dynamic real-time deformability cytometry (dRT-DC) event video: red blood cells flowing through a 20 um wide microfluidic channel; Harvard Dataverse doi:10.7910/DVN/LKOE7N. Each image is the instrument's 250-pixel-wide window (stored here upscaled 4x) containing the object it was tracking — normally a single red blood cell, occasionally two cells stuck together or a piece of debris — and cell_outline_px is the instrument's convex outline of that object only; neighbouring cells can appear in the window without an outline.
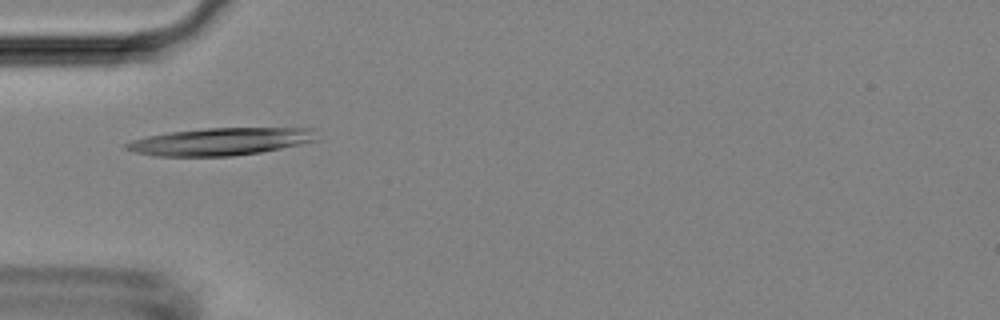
{"species": "Egyptian fruit bat (a non-hibernating species)", "species_latin": "Rousettus aegyptiacus", "temperature_condition": "room temperature", "stored_images_in_passage": 5, "camera_frame_rate_fps": 3000, "um_per_image_px": 0.085, "animal": {"sex": "female"}, "frame": {"image": 1, "passage_image": 5, "time_ms": 4.667, "image_size_px": [1000, 320], "cell_outline_px": [[316, 140], [300, 144], [260, 152], [232, 156], [152, 156], [136, 152], [124, 148], [124, 144], [132, 140], [148, 136], [168, 132], [204, 128], [316, 128]], "centroid_in_image_um": [18.72, 12.03], "position_along_channel_um": 66.3, "area_um2": 30.4}}